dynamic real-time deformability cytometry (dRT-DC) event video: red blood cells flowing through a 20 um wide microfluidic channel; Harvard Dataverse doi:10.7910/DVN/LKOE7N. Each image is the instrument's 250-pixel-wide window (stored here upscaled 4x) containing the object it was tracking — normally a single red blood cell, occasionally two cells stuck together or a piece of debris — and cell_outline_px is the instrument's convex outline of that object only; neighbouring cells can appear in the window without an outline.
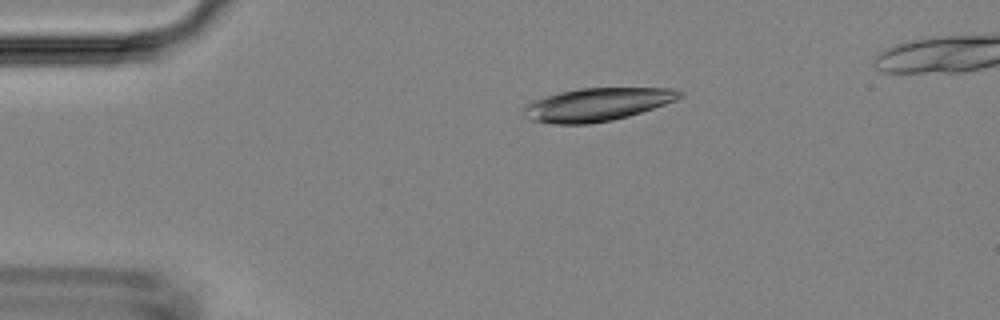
{"species": "Egyptian fruit bat (a non-hibernating species)", "species_latin": "Rousettus aegyptiacus", "temperature_condition": "room temperature", "stored_images_in_passage": 48, "camera_frame_rate_fps": 3000, "um_per_image_px": 0.085, "animal": {"sex": "female"}, "frame": {"image": 1, "passage_image": 10, "time_ms": 3.0, "image_size_px": [1000, 320], "cell_outline_px": [[684, 96], [676, 100], [628, 116], [612, 120], [588, 124], [552, 124], [528, 120], [524, 116], [524, 104], [560, 92], [580, 88], [672, 88], [684, 92]], "centroid_in_image_um": [50.75, 8.89], "position_along_channel_um": 34.3, "area_um2": 29.94}}
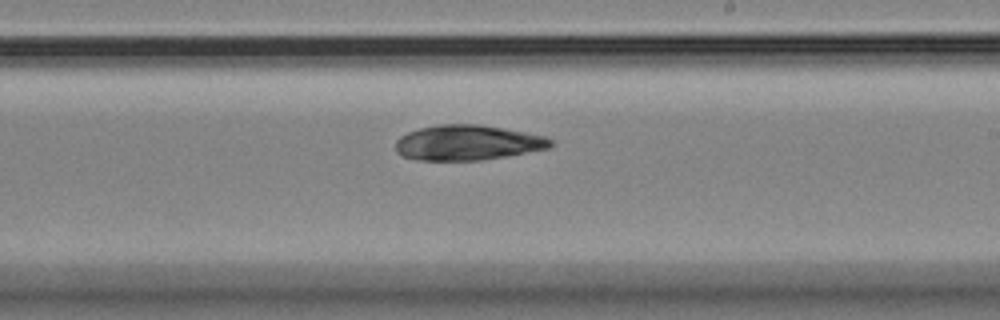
{"frame": {"image": 2, "passage_image": 29, "time_ms": 9.333, "image_size_px": [1000, 320], "cell_outline_px": [[556, 144], [552, 148], [484, 160], [416, 160], [404, 156], [396, 152], [396, 140], [400, 136], [408, 132], [420, 128], [436, 124], [480, 124], [544, 136], [552, 140]], "centroid_in_image_um": [39.76, 12.13], "position_along_channel_um": 249.2, "area_um2": 31.91}}
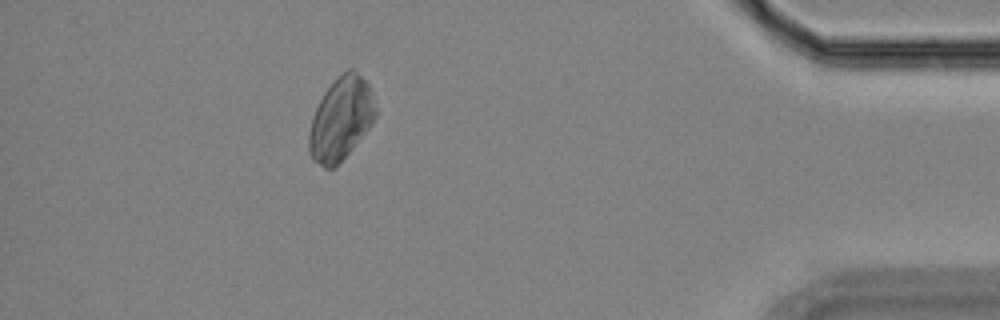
{"frame": {"image": 3, "passage_image": 44, "time_ms": 14.333, "image_size_px": [1000, 320], "cell_outline_px": [[376, 116], [372, 124], [340, 164], [336, 168], [324, 168], [312, 160], [308, 152], [308, 136], [312, 116], [324, 92], [336, 76], [348, 68], [352, 68], [368, 84], [376, 108]], "centroid_in_image_um": [28.95, 10.13], "position_along_channel_um": 406.2, "area_um2": 32.37}}